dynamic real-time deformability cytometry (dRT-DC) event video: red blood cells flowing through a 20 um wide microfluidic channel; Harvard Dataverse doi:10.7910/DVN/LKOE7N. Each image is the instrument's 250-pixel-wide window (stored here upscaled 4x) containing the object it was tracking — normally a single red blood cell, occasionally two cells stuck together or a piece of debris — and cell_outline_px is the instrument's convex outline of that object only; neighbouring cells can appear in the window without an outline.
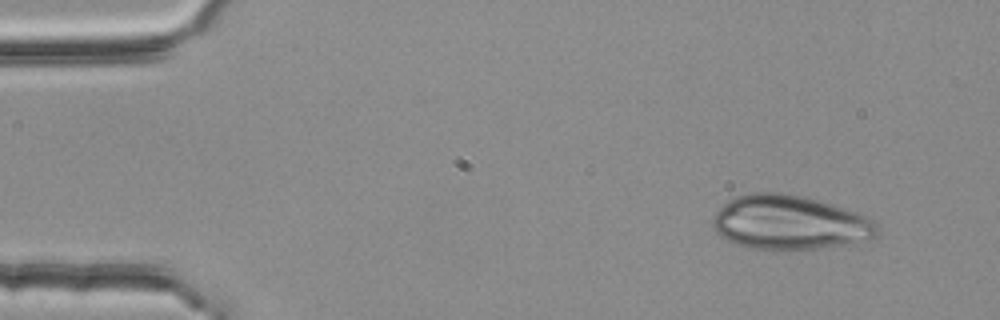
{"species": "common noctule bat (a hibernating species)", "species_latin": "Nyctalus noctula", "temperature_condition": "room temperature", "stored_images_in_passage": 3, "camera_frame_rate_fps": 3000, "um_per_image_px": 0.085, "animal": {"sex": "female", "body_mass_g": 25.1}, "frame": {"image": 1, "passage_image": 1, "time_ms": 0.0, "image_size_px": [1000, 320], "cell_outline_px": [[880, 232], [876, 236], [868, 240], [856, 244], [816, 248], [748, 248], [736, 244], [720, 236], [716, 232], [712, 224], [712, 216], [728, 200], [736, 196], [748, 192], [788, 192], [804, 196], [832, 204], [868, 216], [880, 228]], "centroid_in_image_um": [67.14, 18.89], "position_along_channel_um": 17.9, "area_um2": 52.31}}